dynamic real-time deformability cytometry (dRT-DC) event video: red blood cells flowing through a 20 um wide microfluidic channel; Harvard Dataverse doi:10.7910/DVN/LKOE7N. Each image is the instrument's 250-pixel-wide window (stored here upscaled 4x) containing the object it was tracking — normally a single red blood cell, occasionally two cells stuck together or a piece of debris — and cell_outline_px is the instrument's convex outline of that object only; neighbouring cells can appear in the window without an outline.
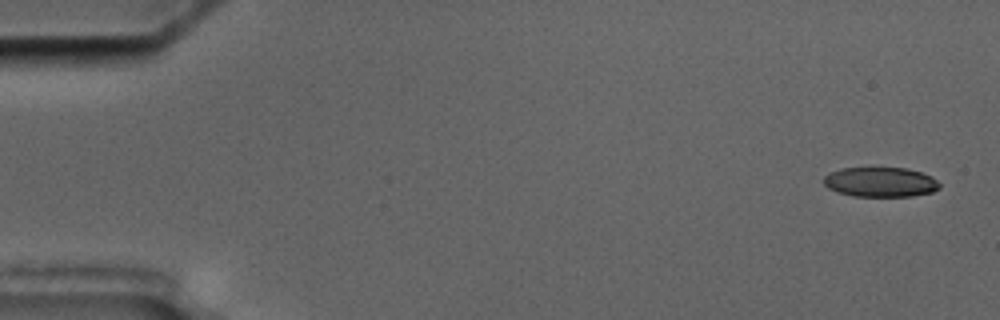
{"species": "common noctule bat (a hibernating species)", "species_latin": "Nyctalus noctula", "temperature_condition": "cold", "stored_images_in_passage": 5, "camera_frame_rate_fps": 3000, "um_per_image_px": 0.085, "animal": {"sex": "male", "body_mass_g": 17.5, "forearm_length_mm": 52.3}, "frame": {"image": 1, "passage_image": 1, "time_ms": 0.0, "image_size_px": [1000, 320], "cell_outline_px": [[940, 188], [932, 192], [912, 196], [852, 196], [836, 192], [828, 188], [824, 184], [824, 176], [828, 172], [840, 168], [904, 168], [920, 172], [932, 176], [940, 184]], "centroid_in_image_um": [74.81, 15.48], "position_along_channel_um": 10.2, "area_um2": 20.17}}
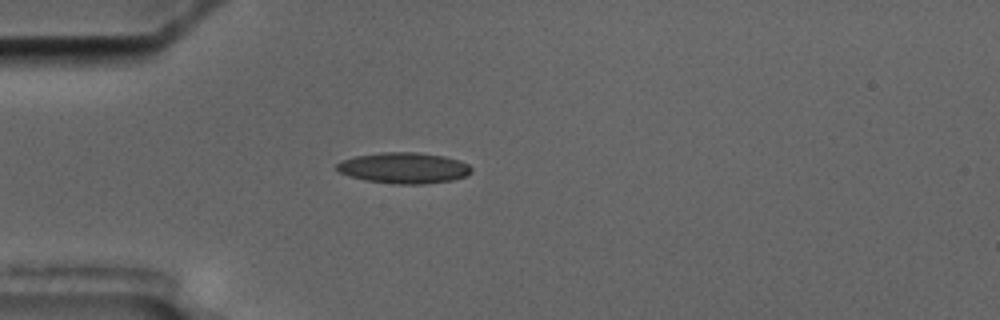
{"frame": {"image": 2, "passage_image": 5, "time_ms": 4.667, "image_size_px": [1000, 320], "cell_outline_px": [[472, 172], [468, 176], [452, 180], [424, 184], [392, 184], [368, 180], [348, 176], [340, 172], [336, 168], [336, 164], [340, 160], [356, 156], [380, 152], [416, 152], [444, 156], [460, 160], [468, 164], [472, 168]], "centroid_in_image_um": [34.35, 14.27], "position_along_channel_um": 50.7, "area_um2": 24.45}}